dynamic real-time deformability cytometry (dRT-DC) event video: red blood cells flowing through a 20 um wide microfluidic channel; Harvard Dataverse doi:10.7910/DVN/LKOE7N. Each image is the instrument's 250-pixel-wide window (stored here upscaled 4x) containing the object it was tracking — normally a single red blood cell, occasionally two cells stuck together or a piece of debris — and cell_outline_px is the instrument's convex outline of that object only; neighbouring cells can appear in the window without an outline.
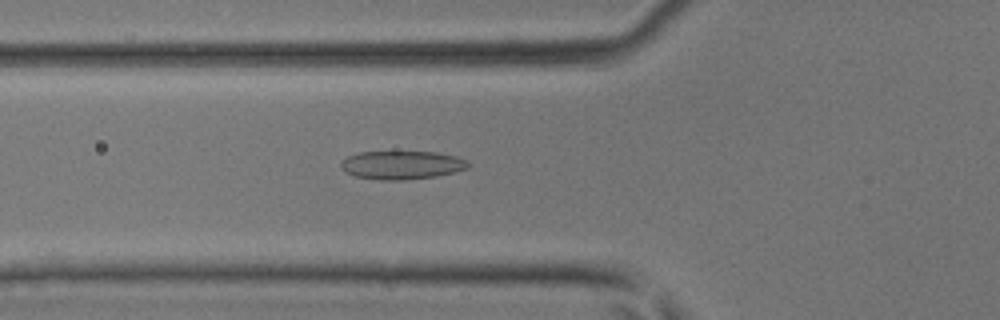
{"species": "common noctule bat (a hibernating species)", "species_latin": "Nyctalus noctula", "temperature_condition": "room temperature", "stored_images_in_passage": 46, "camera_frame_rate_fps": 3000, "um_per_image_px": 0.085, "animal": {"sex": "male", "body_mass_g": 17.9, "forearm_length_mm": 54.2}, "frame": {"image": 1, "passage_image": 17, "time_ms": 5.333, "image_size_px": [1000, 320], "cell_outline_px": [[472, 164], [468, 168], [456, 172], [436, 176], [404, 180], [380, 180], [356, 176], [344, 172], [340, 168], [340, 160], [348, 156], [360, 152], [436, 152], [456, 156], [468, 160]], "centroid_in_image_um": [34.17, 14.03], "position_along_channel_um": 91.6, "area_um2": 21.33}}
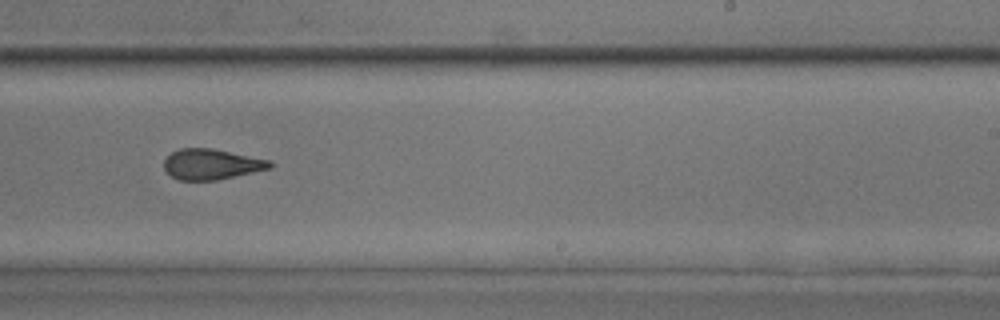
{"frame": {"image": 2, "passage_image": 29, "time_ms": 9.333, "image_size_px": [1000, 320], "cell_outline_px": [[272, 168], [216, 180], [180, 180], [172, 176], [164, 168], [164, 160], [172, 152], [180, 148], [212, 148], [272, 160]], "centroid_in_image_um": [18.0, 13.95], "position_along_channel_um": 271.0, "area_um2": 18.79}}
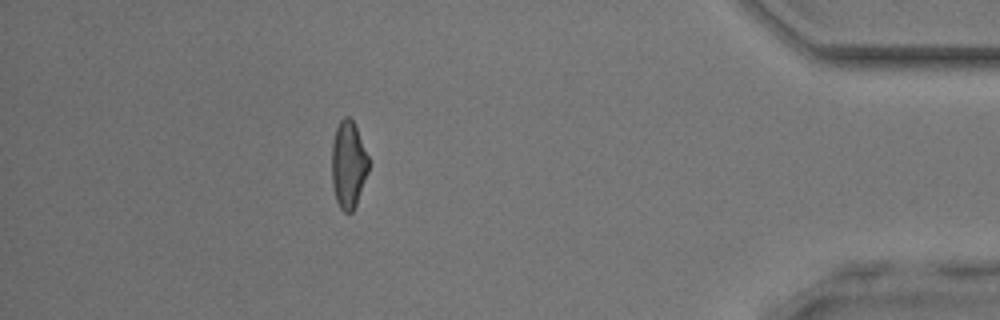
{"frame": {"image": 3, "passage_image": 41, "time_ms": 13.333, "image_size_px": [1000, 320], "cell_outline_px": [[368, 172], [356, 204], [352, 212], [344, 212], [340, 208], [336, 200], [332, 184], [332, 144], [336, 128], [340, 120], [344, 116], [348, 116], [352, 120], [356, 128], [368, 156]], "centroid_in_image_um": [29.6, 14.0], "position_along_channel_um": 405.6, "area_um2": 18.5}}